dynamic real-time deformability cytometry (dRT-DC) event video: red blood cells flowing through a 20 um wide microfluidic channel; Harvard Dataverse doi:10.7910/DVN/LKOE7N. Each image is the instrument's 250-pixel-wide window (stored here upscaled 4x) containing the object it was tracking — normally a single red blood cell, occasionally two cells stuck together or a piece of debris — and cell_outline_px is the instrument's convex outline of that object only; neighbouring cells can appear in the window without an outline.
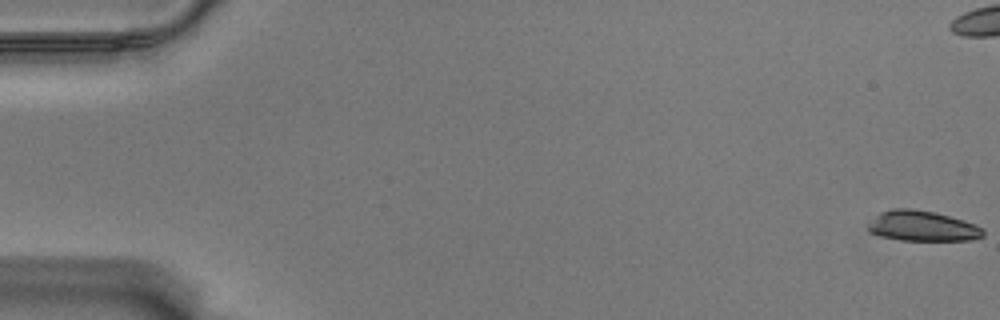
{"species": "Egyptian fruit bat (a non-hibernating species)", "species_latin": "Rousettus aegyptiacus", "temperature_condition": "warm", "stored_images_in_passage": 35, "camera_frame_rate_fps": 3000, "um_per_image_px": 0.085, "animal": {"sex": "male"}, "frame": {"image": 1, "passage_image": 1, "time_ms": 0.0, "image_size_px": [1000, 320], "cell_outline_px": [[984, 236], [972, 240], [900, 240], [880, 236], [868, 232], [868, 224], [880, 212], [892, 208], [912, 208], [932, 212], [948, 216], [976, 224], [984, 232]], "centroid_in_image_um": [78.37, 19.22], "position_along_channel_um": 6.6, "area_um2": 20.23}}
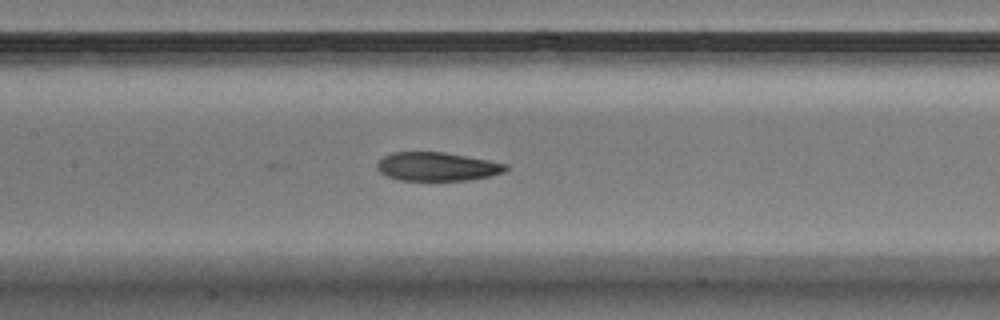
{"frame": {"image": 2, "passage_image": 28, "time_ms": 9.0, "image_size_px": [1000, 320], "cell_outline_px": [[508, 168], [504, 172], [488, 176], [468, 180], [400, 180], [388, 176], [380, 172], [376, 168], [376, 164], [384, 156], [392, 152], [444, 152], [488, 160], [508, 164]], "centroid_in_image_um": [37.14, 14.15], "position_along_channel_um": 170.3, "area_um2": 21.33}}
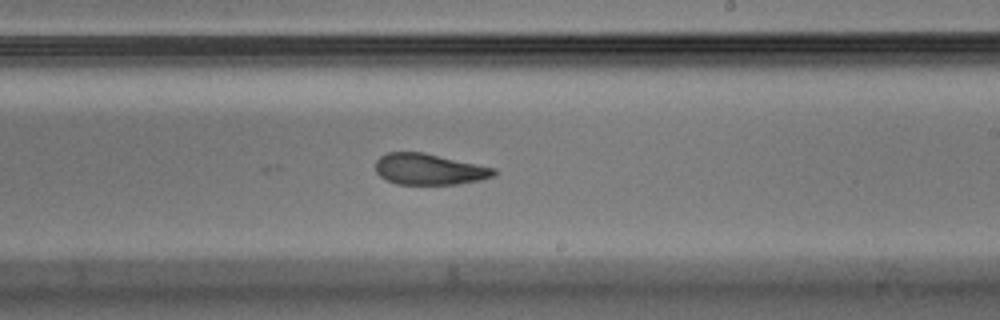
{"frame": {"image": 3, "passage_image": 35, "time_ms": 11.333, "image_size_px": [1000, 320], "cell_outline_px": [[496, 176], [480, 180], [456, 184], [396, 184], [380, 176], [376, 172], [376, 160], [380, 156], [388, 152], [424, 152], [496, 168]], "centroid_in_image_um": [36.5, 14.38], "position_along_channel_um": 252.5, "area_um2": 21.5}}